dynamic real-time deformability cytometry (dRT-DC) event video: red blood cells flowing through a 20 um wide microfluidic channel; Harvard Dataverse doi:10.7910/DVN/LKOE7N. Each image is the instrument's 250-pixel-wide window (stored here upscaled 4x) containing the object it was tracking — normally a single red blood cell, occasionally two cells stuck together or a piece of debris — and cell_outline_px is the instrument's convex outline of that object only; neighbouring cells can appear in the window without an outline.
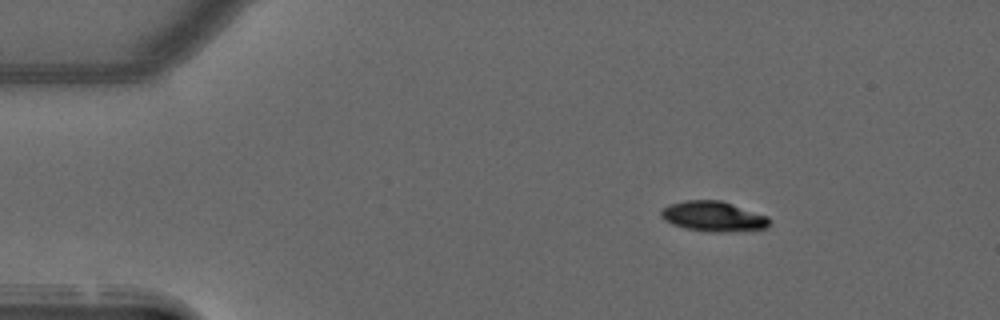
{"species": "common noctule bat (a hibernating species)", "species_latin": "Nyctalus noctula", "temperature_condition": "warm", "stored_images_in_passage": 45, "camera_frame_rate_fps": 3000, "um_per_image_px": 0.085, "animal": {"sex": "male", "forearm_length_mm": 52.5}, "frame": {"image": 1, "passage_image": 1, "time_ms": 0.0, "image_size_px": [1000, 320], "cell_outline_px": [[772, 220], [768, 228], [736, 232], [708, 232], [684, 228], [672, 224], [664, 220], [660, 216], [660, 212], [668, 204], [684, 200], [720, 200], [768, 216]], "centroid_in_image_um": [60.65, 18.41], "position_along_channel_um": 24.3, "area_um2": 19.36}}
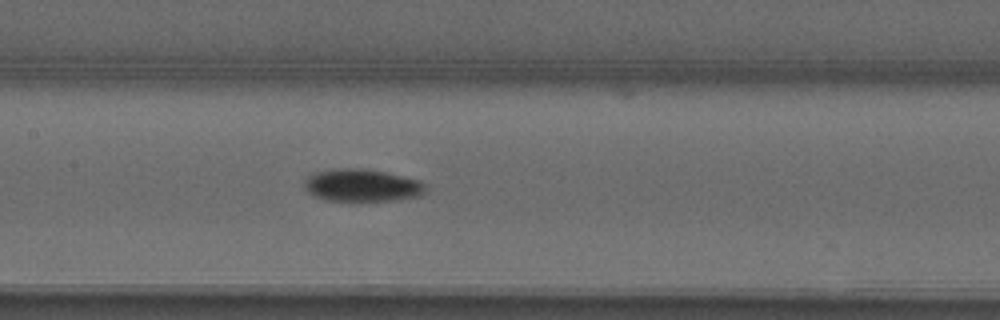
{"frame": {"image": 2, "passage_image": 18, "time_ms": 5.667, "image_size_px": [1000, 320], "cell_outline_px": [[428, 188], [420, 196], [396, 200], [352, 204], [328, 200], [312, 196], [304, 188], [304, 180], [308, 176], [316, 172], [336, 168], [360, 168], [384, 172], [420, 180]], "centroid_in_image_um": [30.75, 15.8], "position_along_channel_um": 176.7, "area_um2": 23.87}}
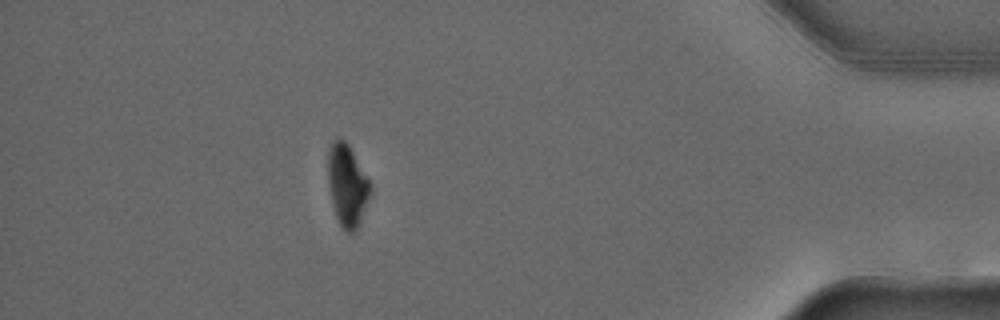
{"frame": {"image": 3, "passage_image": 39, "time_ms": 12.667, "image_size_px": [1000, 320], "cell_outline_px": [[372, 192], [356, 228], [352, 232], [348, 232], [340, 224], [336, 216], [328, 184], [328, 152], [332, 144], [336, 140], [344, 140], [348, 144], [372, 184]], "centroid_in_image_um": [29.53, 15.73], "position_along_channel_um": 405.7, "area_um2": 19.71}, "authors_computed_cell_mechanics": {"area_um2": 21.9062, "velocity_mm_per_s": 3.9873, "shape_relaxation_time_tau1_ms": 5.4768, "shape_relaxation_time_tau2_ms": null, "deformation_change_tau1": 0.1655, "deformation_change_tau2": null}}